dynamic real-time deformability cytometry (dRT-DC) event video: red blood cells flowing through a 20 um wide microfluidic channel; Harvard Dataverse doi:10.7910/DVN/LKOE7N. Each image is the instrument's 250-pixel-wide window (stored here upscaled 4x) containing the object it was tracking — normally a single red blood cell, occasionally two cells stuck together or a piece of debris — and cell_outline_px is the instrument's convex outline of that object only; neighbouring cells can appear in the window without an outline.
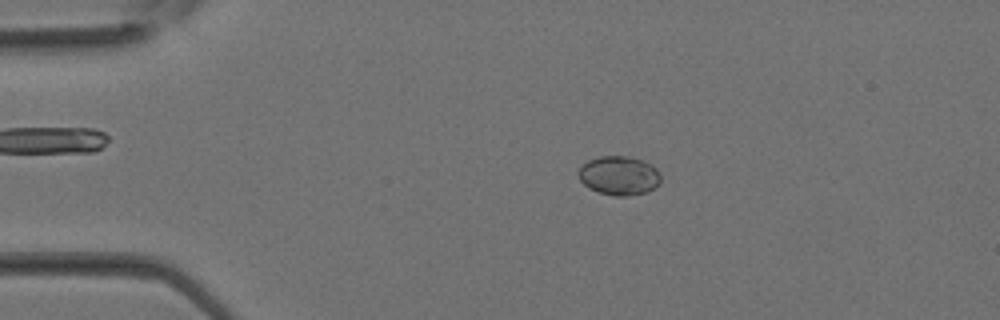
{"species": "Egyptian fruit bat (a non-hibernating species)", "species_latin": "Rousettus aegyptiacus", "temperature_condition": "room temperature", "stored_images_in_passage": 37, "camera_frame_rate_fps": 3000, "um_per_image_px": 0.085, "animal": {"sex": "female"}, "frame": {"image": 1, "passage_image": 8, "time_ms": 2.333, "image_size_px": [1000, 320], "cell_outline_px": [[660, 184], [648, 192], [624, 196], [616, 196], [600, 192], [588, 188], [580, 180], [576, 172], [588, 160], [600, 156], [628, 156], [640, 160], [656, 168], [660, 176]], "centroid_in_image_um": [52.6, 14.93], "position_along_channel_um": 32.4, "area_um2": 18.61}}
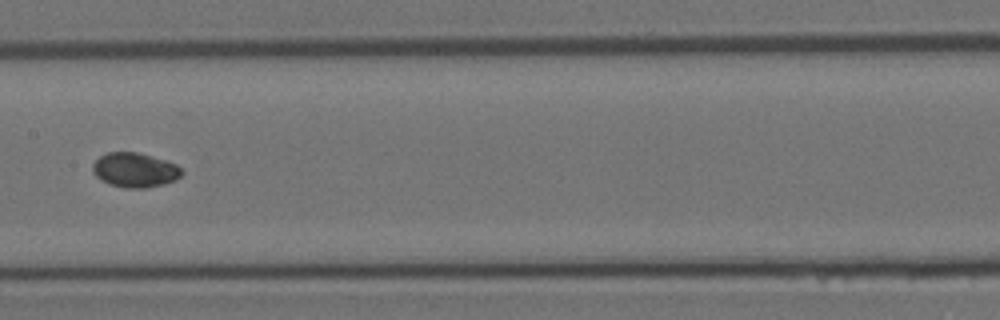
{"frame": {"image": 2, "passage_image": 19, "time_ms": 6.0, "image_size_px": [1000, 320], "cell_outline_px": [[184, 172], [176, 180], [164, 184], [148, 188], [124, 188], [108, 184], [100, 180], [92, 172], [92, 164], [100, 156], [108, 152], [136, 152], [152, 156], [176, 164]], "centroid_in_image_um": [11.45, 14.47], "position_along_channel_um": 196.0, "area_um2": 18.09}}
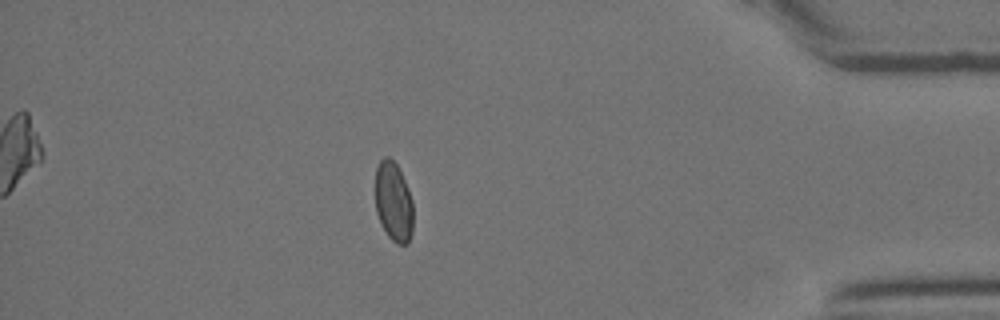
{"frame": {"image": 3, "passage_image": 32, "time_ms": 10.333, "image_size_px": [1000, 320], "cell_outline_px": [[412, 232], [408, 244], [396, 244], [388, 236], [380, 224], [376, 212], [376, 168], [380, 160], [384, 156], [388, 156], [396, 164], [408, 188], [412, 200]], "centroid_in_image_um": [33.44, 17.17], "position_along_channel_um": 401.8, "area_um2": 17.57}}